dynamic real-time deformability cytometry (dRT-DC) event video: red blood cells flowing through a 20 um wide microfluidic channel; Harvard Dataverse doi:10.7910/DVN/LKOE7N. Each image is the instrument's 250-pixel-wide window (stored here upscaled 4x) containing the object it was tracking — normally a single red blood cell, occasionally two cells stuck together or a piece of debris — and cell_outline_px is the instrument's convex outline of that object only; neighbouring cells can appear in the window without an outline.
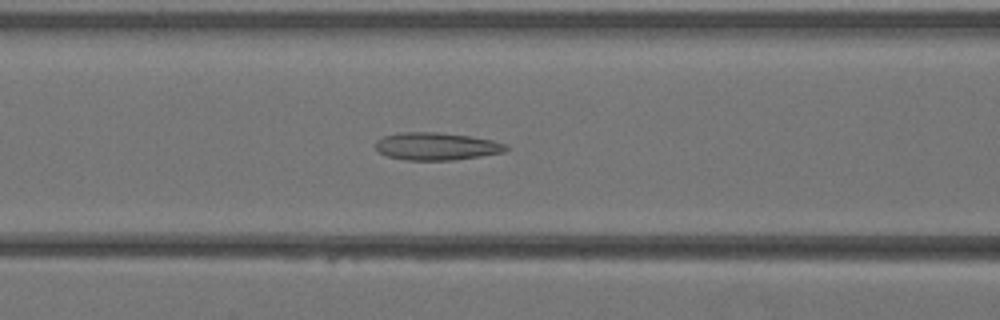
{"species": "Egyptian fruit bat (a non-hibernating species)", "species_latin": "Rousettus aegyptiacus", "temperature_condition": "warm", "stored_images_in_passage": 40, "camera_frame_rate_fps": 3000, "um_per_image_px": 0.085, "animal": {"sex": "female"}, "frame": {"image": 1, "passage_image": 16, "time_ms": 5.0, "image_size_px": [1000, 320], "cell_outline_px": [[508, 148], [504, 152], [480, 156], [452, 160], [404, 160], [388, 156], [376, 152], [376, 140], [384, 136], [400, 132], [436, 132], [468, 136], [492, 140], [508, 144]], "centroid_in_image_um": [37.07, 12.44], "position_along_channel_um": 129.5, "area_um2": 20.98}}
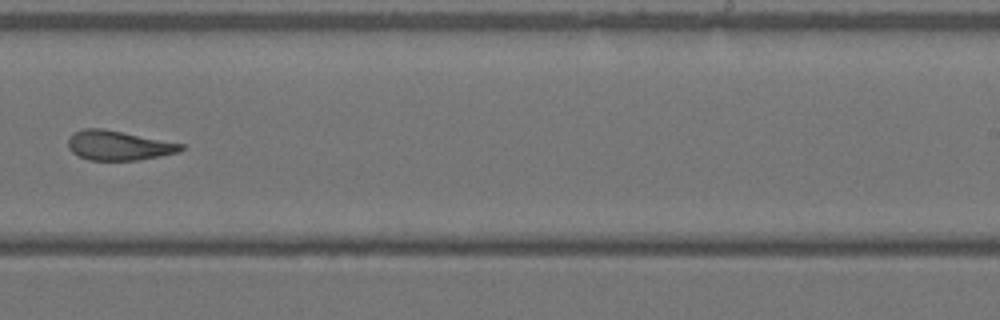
{"frame": {"image": 2, "passage_image": 25, "time_ms": 8.0, "image_size_px": [1000, 320], "cell_outline_px": [[184, 148], [180, 152], [140, 160], [88, 160], [72, 152], [68, 148], [68, 140], [72, 132], [84, 128], [104, 128], [184, 144]], "centroid_in_image_um": [10.07, 12.36], "position_along_channel_um": 278.9, "area_um2": 19.59}}
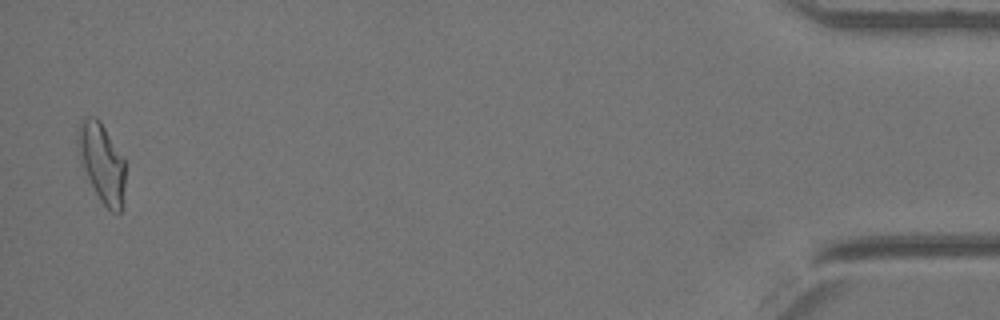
{"frame": {"image": 3, "passage_image": 39, "time_ms": 12.667, "image_size_px": [1000, 320], "cell_outline_px": [[124, 188], [120, 212], [112, 212], [100, 200], [80, 164], [76, 136], [76, 132], [80, 120], [84, 116], [96, 116], [100, 120], [124, 160]], "centroid_in_image_um": [8.6, 13.76], "position_along_channel_um": 426.6, "area_um2": 21.73}}